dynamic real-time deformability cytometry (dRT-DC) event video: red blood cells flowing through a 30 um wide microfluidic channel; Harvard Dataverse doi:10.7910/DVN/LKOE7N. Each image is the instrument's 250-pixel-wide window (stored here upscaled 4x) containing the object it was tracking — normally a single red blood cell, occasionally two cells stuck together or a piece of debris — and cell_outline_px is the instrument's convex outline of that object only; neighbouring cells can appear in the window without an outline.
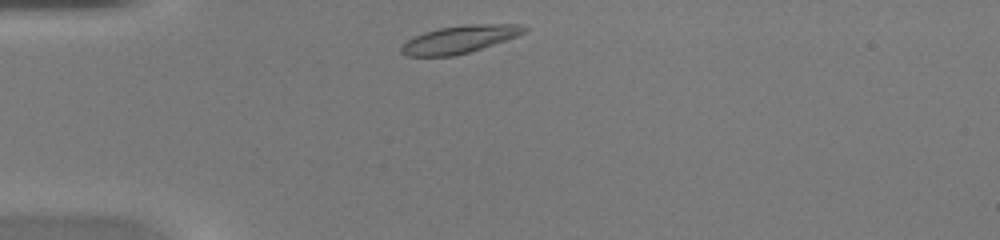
{"species": "common noctule bat (a hibernating species)", "species_latin": "Nyctalus noctula", "temperature_condition": "warm", "stored_images_in_passage": 37, "camera_frame_rate_fps": 3000, "um_per_image_px": 0.085, "animal": {"sex": "female", "body_mass_g": 20.0, "forearm_length_mm": 54.0}, "frame": {"image": 1, "passage_image": 1, "time_ms": 0.0, "image_size_px": [1000, 240], "cell_outline_px": [[528, 28], [524, 32], [516, 36], [468, 52], [452, 56], [404, 56], [400, 52], [400, 48], [408, 40], [424, 32], [440, 28], [464, 24], [520, 24]], "centroid_in_image_um": [39.03, 3.34], "position_along_channel_um": 46.0, "area_um2": 19.42}}
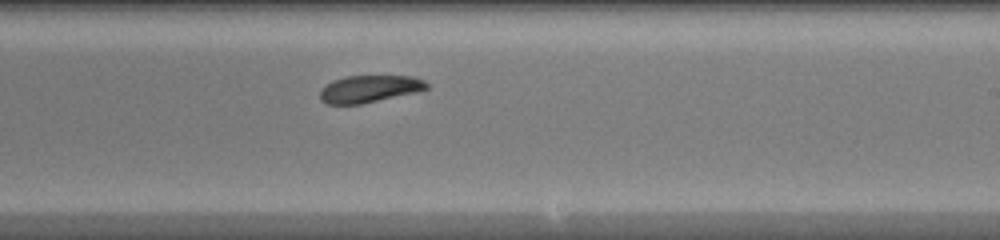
{"frame": {"image": 2, "passage_image": 18, "time_ms": 5.667, "image_size_px": [1000, 240], "cell_outline_px": [[428, 88], [416, 92], [360, 104], [324, 104], [320, 100], [320, 88], [324, 84], [332, 80], [344, 76], [412, 76], [424, 80], [428, 84]], "centroid_in_image_um": [31.33, 7.55], "position_along_channel_um": 257.7, "area_um2": 16.99}}
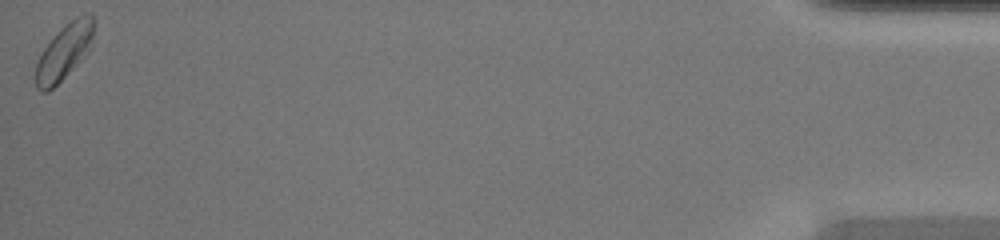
{"frame": {"image": 3, "passage_image": 37, "time_ms": 12.0, "image_size_px": [1000, 240], "cell_outline_px": [[96, 20], [92, 36], [84, 56], [48, 92], [40, 92], [36, 88], [36, 60], [44, 48], [56, 32], [60, 28], [76, 16], [88, 12], [92, 12]], "centroid_in_image_um": [5.45, 4.34], "position_along_channel_um": 429.8, "area_um2": 18.61}, "authors_computed_cell_mechanics": {"area_um2": 18.2648, "velocity_mm_per_s": 4.1751, "shape_relaxation_time_tau1_ms": 2.3112, "shape_relaxation_time_tau2_ms": 8.1464, "deformation_change_tau1": 0.0976, "deformation_change_tau2": 0.1619}}